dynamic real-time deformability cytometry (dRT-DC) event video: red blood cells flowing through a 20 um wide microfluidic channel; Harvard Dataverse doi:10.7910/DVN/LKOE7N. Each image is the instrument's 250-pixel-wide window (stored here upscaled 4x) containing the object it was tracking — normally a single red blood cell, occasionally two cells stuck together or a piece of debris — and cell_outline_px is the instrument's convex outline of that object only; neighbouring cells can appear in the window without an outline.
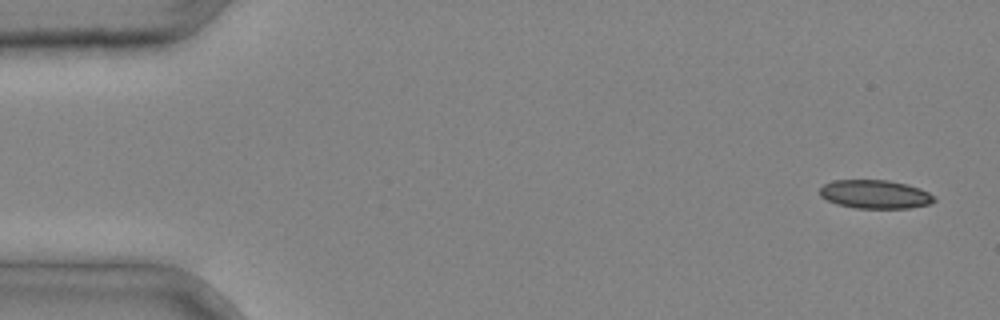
{"species": "common noctule bat (a hibernating species)", "species_latin": "Nyctalus noctula", "temperature_condition": "cold", "stored_images_in_passage": 4, "camera_frame_rate_fps": 3000, "um_per_image_px": 0.085, "animal": {"sex": "male", "body_mass_g": 20.4}, "frame": {"image": 1, "passage_image": 1, "time_ms": 0.0, "image_size_px": [1000, 320], "cell_outline_px": [[936, 200], [932, 204], [908, 208], [856, 208], [836, 204], [820, 196], [820, 188], [824, 184], [832, 180], [888, 180], [908, 184], [920, 188], [936, 196]], "centroid_in_image_um": [74.41, 16.51], "position_along_channel_um": 10.6, "area_um2": 19.25}}
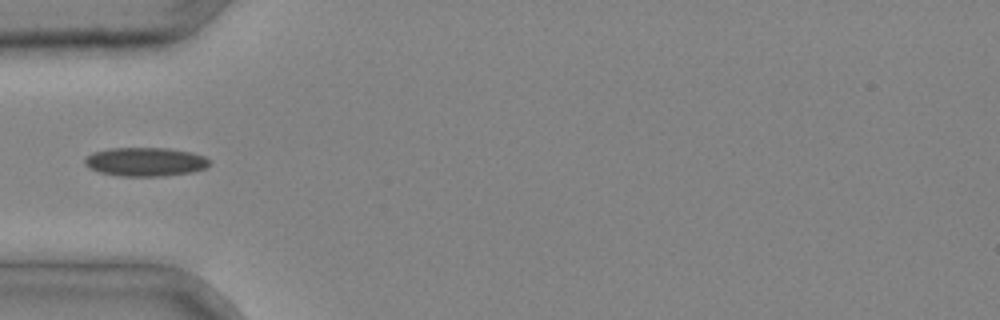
{"frame": {"image": 2, "passage_image": 4, "time_ms": 1.0, "image_size_px": [1000, 320], "cell_outline_px": [[212, 164], [204, 168], [192, 172], [164, 176], [120, 176], [100, 172], [88, 168], [84, 164], [84, 160], [92, 152], [108, 148], [168, 148], [192, 152], [204, 156], [212, 160]], "centroid_in_image_um": [12.38, 13.75], "position_along_channel_um": 72.6, "area_um2": 21.15}}